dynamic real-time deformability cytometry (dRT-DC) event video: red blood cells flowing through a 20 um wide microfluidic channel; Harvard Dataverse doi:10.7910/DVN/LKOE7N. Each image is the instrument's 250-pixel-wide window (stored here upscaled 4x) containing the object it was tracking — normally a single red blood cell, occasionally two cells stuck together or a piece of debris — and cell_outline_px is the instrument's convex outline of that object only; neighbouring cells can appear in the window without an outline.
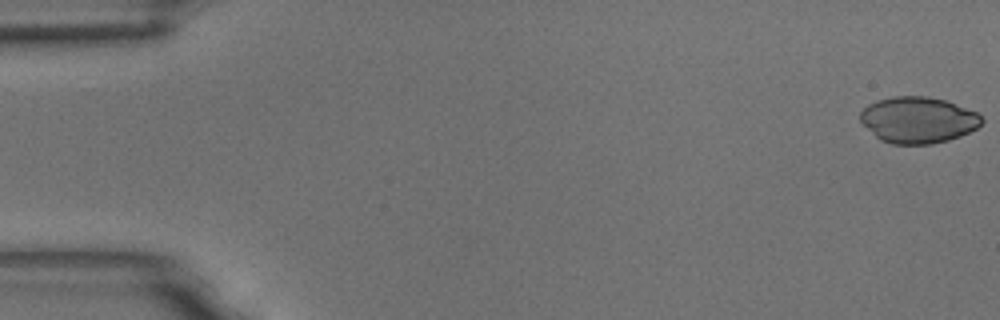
{"species": "common noctule bat (a hibernating species)", "species_latin": "Nyctalus noctula", "temperature_condition": "room temperature", "stored_images_in_passage": 56, "camera_frame_rate_fps": 3000, "um_per_image_px": 0.085, "animal": {"sex": "male", "body_mass_g": 18.8}, "frame": {"image": 1, "passage_image": 1, "time_ms": 0.0, "image_size_px": [1000, 320], "cell_outline_px": [[984, 120], [976, 128], [960, 136], [948, 140], [932, 144], [892, 144], [880, 140], [860, 120], [860, 112], [868, 104], [876, 100], [892, 96], [928, 96], [944, 100], [976, 112]], "centroid_in_image_um": [78.01, 10.19], "position_along_channel_um": 7.0, "area_um2": 32.54}}
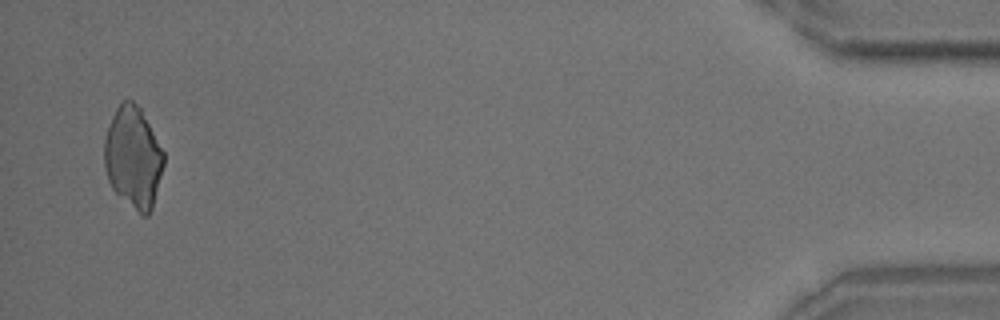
{"frame": {"image": 2, "passage_image": 55, "time_ms": 18.0, "image_size_px": [1000, 320], "cell_outline_px": [[164, 164], [152, 208], [148, 216], [144, 216], [120, 196], [112, 188], [108, 180], [104, 168], [104, 136], [112, 116], [116, 108], [128, 96], [140, 108], [164, 152]], "centroid_in_image_um": [11.3, 13.35], "position_along_channel_um": 423.9, "area_um2": 34.91}}